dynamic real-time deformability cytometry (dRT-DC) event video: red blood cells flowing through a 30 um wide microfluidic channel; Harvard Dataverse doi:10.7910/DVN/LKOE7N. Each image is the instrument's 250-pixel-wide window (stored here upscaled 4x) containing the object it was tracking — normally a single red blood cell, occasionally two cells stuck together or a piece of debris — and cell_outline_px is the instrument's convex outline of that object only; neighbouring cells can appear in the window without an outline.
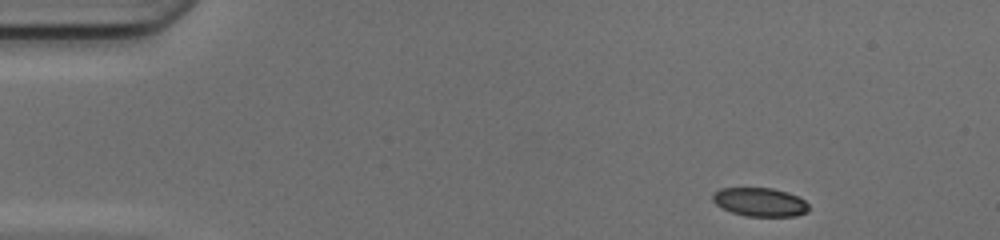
{"species": "common noctule bat (a hibernating species)", "species_latin": "Nyctalus noctula", "temperature_condition": "cold", "stored_images_in_passage": 40, "camera_frame_rate_fps": 3000, "um_per_image_px": 0.085, "animal": {"sex": "female", "body_mass_g": 17.0, "forearm_length_mm": 48.0}, "frame": {"image": 1, "passage_image": 3, "time_ms": 0.667, "image_size_px": [1000, 240], "cell_outline_px": [[808, 212], [796, 216], [744, 216], [732, 212], [716, 204], [712, 200], [712, 196], [720, 188], [772, 188], [788, 192], [804, 200], [808, 204]], "centroid_in_image_um": [64.61, 17.18], "position_along_channel_um": 20.4, "area_um2": 15.95}}
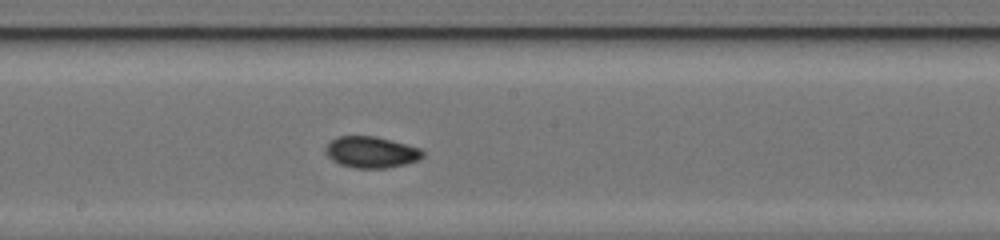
{"frame": {"image": 2, "passage_image": 24, "time_ms": 7.667, "image_size_px": [1000, 240], "cell_outline_px": [[424, 156], [420, 160], [404, 164], [384, 168], [352, 168], [340, 164], [332, 160], [324, 152], [324, 148], [336, 136], [372, 136], [392, 140], [420, 148], [424, 152]], "centroid_in_image_um": [31.55, 12.93], "position_along_channel_um": 216.7, "area_um2": 17.8}}
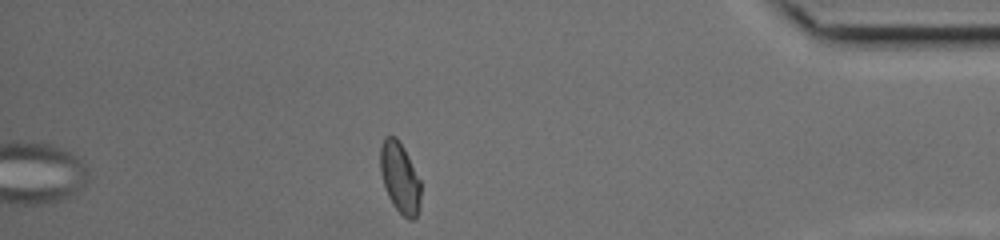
{"frame": {"image": 3, "passage_image": 40, "time_ms": 13.0, "image_size_px": [1000, 240], "cell_outline_px": [[420, 208], [416, 216], [412, 220], [408, 220], [392, 204], [388, 196], [380, 172], [380, 144], [384, 136], [396, 136], [404, 148], [420, 180]], "centroid_in_image_um": [33.98, 15.09], "position_along_channel_um": 401.2, "area_um2": 16.7}, "authors_computed_cell_mechanics": {"area_um2": 16.9354, "velocity_mm_per_s": 4.2047, "shape_relaxation_time_tau1_ms": 8.5831, "shape_relaxation_time_tau2_ms": 1.7129, "deformation_change_tau1": 0.1489, "deformation_change_tau2": 0.0435}}